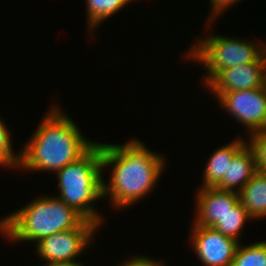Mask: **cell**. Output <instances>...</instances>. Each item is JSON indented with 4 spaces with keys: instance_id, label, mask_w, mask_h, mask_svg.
Instances as JSON below:
<instances>
[{
    "instance_id": "6da1fadb",
    "label": "cell",
    "mask_w": 266,
    "mask_h": 266,
    "mask_svg": "<svg viewBox=\"0 0 266 266\" xmlns=\"http://www.w3.org/2000/svg\"><path fill=\"white\" fill-rule=\"evenodd\" d=\"M103 169L111 166L110 180H103V198L123 209L144 198L156 186L165 168V158L152 152L142 141L124 144L101 143Z\"/></svg>"
},
{
    "instance_id": "7a4b0ae2",
    "label": "cell",
    "mask_w": 266,
    "mask_h": 266,
    "mask_svg": "<svg viewBox=\"0 0 266 266\" xmlns=\"http://www.w3.org/2000/svg\"><path fill=\"white\" fill-rule=\"evenodd\" d=\"M29 141L19 150L20 165L31 171H53L77 161L96 142L86 139L58 106H51Z\"/></svg>"
},
{
    "instance_id": "3957f363",
    "label": "cell",
    "mask_w": 266,
    "mask_h": 266,
    "mask_svg": "<svg viewBox=\"0 0 266 266\" xmlns=\"http://www.w3.org/2000/svg\"><path fill=\"white\" fill-rule=\"evenodd\" d=\"M86 219L57 196L35 198L0 219V234L10 241L39 242L52 234L78 228Z\"/></svg>"
},
{
    "instance_id": "277c9868",
    "label": "cell",
    "mask_w": 266,
    "mask_h": 266,
    "mask_svg": "<svg viewBox=\"0 0 266 266\" xmlns=\"http://www.w3.org/2000/svg\"><path fill=\"white\" fill-rule=\"evenodd\" d=\"M102 170L101 143L96 142L77 161L55 172L60 192L57 197L99 227L104 219L92 203L103 198Z\"/></svg>"
},
{
    "instance_id": "5b68a950",
    "label": "cell",
    "mask_w": 266,
    "mask_h": 266,
    "mask_svg": "<svg viewBox=\"0 0 266 266\" xmlns=\"http://www.w3.org/2000/svg\"><path fill=\"white\" fill-rule=\"evenodd\" d=\"M185 54L186 59L203 63L207 70L203 80L206 85L220 70L255 62L265 51V43L243 41L236 37L206 35L199 38ZM265 44V45H264Z\"/></svg>"
},
{
    "instance_id": "8992f818",
    "label": "cell",
    "mask_w": 266,
    "mask_h": 266,
    "mask_svg": "<svg viewBox=\"0 0 266 266\" xmlns=\"http://www.w3.org/2000/svg\"><path fill=\"white\" fill-rule=\"evenodd\" d=\"M214 96L221 107L247 128L248 134L266 129V86Z\"/></svg>"
},
{
    "instance_id": "52a82bcc",
    "label": "cell",
    "mask_w": 266,
    "mask_h": 266,
    "mask_svg": "<svg viewBox=\"0 0 266 266\" xmlns=\"http://www.w3.org/2000/svg\"><path fill=\"white\" fill-rule=\"evenodd\" d=\"M98 227L85 220L78 228L44 237L36 243L35 253L46 263L75 260L90 245Z\"/></svg>"
},
{
    "instance_id": "ba28073f",
    "label": "cell",
    "mask_w": 266,
    "mask_h": 266,
    "mask_svg": "<svg viewBox=\"0 0 266 266\" xmlns=\"http://www.w3.org/2000/svg\"><path fill=\"white\" fill-rule=\"evenodd\" d=\"M190 243L205 266H231L239 241L212 227L193 223Z\"/></svg>"
},
{
    "instance_id": "9c48e42d",
    "label": "cell",
    "mask_w": 266,
    "mask_h": 266,
    "mask_svg": "<svg viewBox=\"0 0 266 266\" xmlns=\"http://www.w3.org/2000/svg\"><path fill=\"white\" fill-rule=\"evenodd\" d=\"M205 86L213 95L266 86V51L251 64L220 70Z\"/></svg>"
},
{
    "instance_id": "30bf717a",
    "label": "cell",
    "mask_w": 266,
    "mask_h": 266,
    "mask_svg": "<svg viewBox=\"0 0 266 266\" xmlns=\"http://www.w3.org/2000/svg\"><path fill=\"white\" fill-rule=\"evenodd\" d=\"M194 224L213 227L239 202L238 192L216 187L199 188L196 194Z\"/></svg>"
},
{
    "instance_id": "8fae6325",
    "label": "cell",
    "mask_w": 266,
    "mask_h": 266,
    "mask_svg": "<svg viewBox=\"0 0 266 266\" xmlns=\"http://www.w3.org/2000/svg\"><path fill=\"white\" fill-rule=\"evenodd\" d=\"M257 171L254 152L246 143L234 155L227 173L216 188L239 192Z\"/></svg>"
},
{
    "instance_id": "7c38bea8",
    "label": "cell",
    "mask_w": 266,
    "mask_h": 266,
    "mask_svg": "<svg viewBox=\"0 0 266 266\" xmlns=\"http://www.w3.org/2000/svg\"><path fill=\"white\" fill-rule=\"evenodd\" d=\"M243 139L235 138L230 144L223 145L210 155L204 169L201 188L216 187L222 180L234 155L246 144Z\"/></svg>"
},
{
    "instance_id": "4fadbf2b",
    "label": "cell",
    "mask_w": 266,
    "mask_h": 266,
    "mask_svg": "<svg viewBox=\"0 0 266 266\" xmlns=\"http://www.w3.org/2000/svg\"><path fill=\"white\" fill-rule=\"evenodd\" d=\"M239 202L252 219L266 216V174L257 171L238 192Z\"/></svg>"
},
{
    "instance_id": "5bb4252c",
    "label": "cell",
    "mask_w": 266,
    "mask_h": 266,
    "mask_svg": "<svg viewBox=\"0 0 266 266\" xmlns=\"http://www.w3.org/2000/svg\"><path fill=\"white\" fill-rule=\"evenodd\" d=\"M133 0H86L88 31L92 32L98 26L114 15Z\"/></svg>"
},
{
    "instance_id": "9a60e30c",
    "label": "cell",
    "mask_w": 266,
    "mask_h": 266,
    "mask_svg": "<svg viewBox=\"0 0 266 266\" xmlns=\"http://www.w3.org/2000/svg\"><path fill=\"white\" fill-rule=\"evenodd\" d=\"M247 220H253L248 214L246 209L238 202L232 211H229L225 216L221 218L212 228L221 232L223 235L232 237L237 241L242 228H244Z\"/></svg>"
},
{
    "instance_id": "2e32d148",
    "label": "cell",
    "mask_w": 266,
    "mask_h": 266,
    "mask_svg": "<svg viewBox=\"0 0 266 266\" xmlns=\"http://www.w3.org/2000/svg\"><path fill=\"white\" fill-rule=\"evenodd\" d=\"M239 243L231 266H266V241L242 246Z\"/></svg>"
},
{
    "instance_id": "e0dca14e",
    "label": "cell",
    "mask_w": 266,
    "mask_h": 266,
    "mask_svg": "<svg viewBox=\"0 0 266 266\" xmlns=\"http://www.w3.org/2000/svg\"><path fill=\"white\" fill-rule=\"evenodd\" d=\"M0 119V165L10 169L19 168L20 153L15 154L11 144V134Z\"/></svg>"
},
{
    "instance_id": "ac0fdd59",
    "label": "cell",
    "mask_w": 266,
    "mask_h": 266,
    "mask_svg": "<svg viewBox=\"0 0 266 266\" xmlns=\"http://www.w3.org/2000/svg\"><path fill=\"white\" fill-rule=\"evenodd\" d=\"M247 144L252 148L258 171L266 168V129L248 135Z\"/></svg>"
},
{
    "instance_id": "d6986e66",
    "label": "cell",
    "mask_w": 266,
    "mask_h": 266,
    "mask_svg": "<svg viewBox=\"0 0 266 266\" xmlns=\"http://www.w3.org/2000/svg\"><path fill=\"white\" fill-rule=\"evenodd\" d=\"M241 1V0H240ZM239 0H210V9L212 11L211 14H209V23L213 22L215 19V17L218 16V14L222 15V12L226 11L227 8L232 7L233 4H235L236 2H239ZM212 20V21H211Z\"/></svg>"
},
{
    "instance_id": "ffe728a7",
    "label": "cell",
    "mask_w": 266,
    "mask_h": 266,
    "mask_svg": "<svg viewBox=\"0 0 266 266\" xmlns=\"http://www.w3.org/2000/svg\"><path fill=\"white\" fill-rule=\"evenodd\" d=\"M119 266H164L161 261L155 260L147 256H134L123 261Z\"/></svg>"
},
{
    "instance_id": "44dd1931",
    "label": "cell",
    "mask_w": 266,
    "mask_h": 266,
    "mask_svg": "<svg viewBox=\"0 0 266 266\" xmlns=\"http://www.w3.org/2000/svg\"><path fill=\"white\" fill-rule=\"evenodd\" d=\"M45 266H84L82 262L77 260L63 261V262H50L46 263Z\"/></svg>"
}]
</instances>
